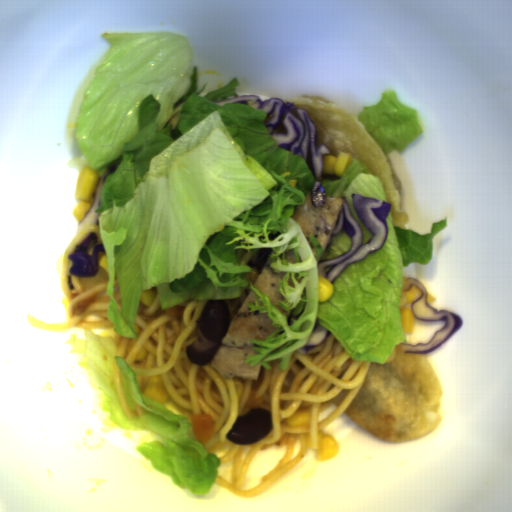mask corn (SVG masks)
Here are the masks:
<instances>
[{"instance_id": "obj_9", "label": "corn", "mask_w": 512, "mask_h": 512, "mask_svg": "<svg viewBox=\"0 0 512 512\" xmlns=\"http://www.w3.org/2000/svg\"><path fill=\"white\" fill-rule=\"evenodd\" d=\"M98 266L104 269L109 275L108 255L105 250L98 252Z\"/></svg>"}, {"instance_id": "obj_5", "label": "corn", "mask_w": 512, "mask_h": 512, "mask_svg": "<svg viewBox=\"0 0 512 512\" xmlns=\"http://www.w3.org/2000/svg\"><path fill=\"white\" fill-rule=\"evenodd\" d=\"M143 397L150 399L152 402L158 403L161 406L170 399L169 393L163 383L161 373L152 377L147 384L146 391Z\"/></svg>"}, {"instance_id": "obj_4", "label": "corn", "mask_w": 512, "mask_h": 512, "mask_svg": "<svg viewBox=\"0 0 512 512\" xmlns=\"http://www.w3.org/2000/svg\"><path fill=\"white\" fill-rule=\"evenodd\" d=\"M339 445L335 437L329 433H324L323 430L318 431L317 434V449H315L318 461L334 459L337 457Z\"/></svg>"}, {"instance_id": "obj_2", "label": "corn", "mask_w": 512, "mask_h": 512, "mask_svg": "<svg viewBox=\"0 0 512 512\" xmlns=\"http://www.w3.org/2000/svg\"><path fill=\"white\" fill-rule=\"evenodd\" d=\"M407 280L404 275L401 276L402 288L399 297V318L405 335L413 334L415 330L416 316L413 314L412 306L423 295V292L413 284L408 290H404Z\"/></svg>"}, {"instance_id": "obj_3", "label": "corn", "mask_w": 512, "mask_h": 512, "mask_svg": "<svg viewBox=\"0 0 512 512\" xmlns=\"http://www.w3.org/2000/svg\"><path fill=\"white\" fill-rule=\"evenodd\" d=\"M355 158L352 157L351 152L339 151L338 156L332 154L324 156V171L323 174H335L338 177H343L347 172L351 162Z\"/></svg>"}, {"instance_id": "obj_6", "label": "corn", "mask_w": 512, "mask_h": 512, "mask_svg": "<svg viewBox=\"0 0 512 512\" xmlns=\"http://www.w3.org/2000/svg\"><path fill=\"white\" fill-rule=\"evenodd\" d=\"M288 427H309L311 426V413L307 406H299L296 411L286 418Z\"/></svg>"}, {"instance_id": "obj_8", "label": "corn", "mask_w": 512, "mask_h": 512, "mask_svg": "<svg viewBox=\"0 0 512 512\" xmlns=\"http://www.w3.org/2000/svg\"><path fill=\"white\" fill-rule=\"evenodd\" d=\"M156 297H157V292L154 289L150 288V289L143 290L139 299L142 301L143 305L150 308L153 305Z\"/></svg>"}, {"instance_id": "obj_7", "label": "corn", "mask_w": 512, "mask_h": 512, "mask_svg": "<svg viewBox=\"0 0 512 512\" xmlns=\"http://www.w3.org/2000/svg\"><path fill=\"white\" fill-rule=\"evenodd\" d=\"M334 292L333 283L318 274V298L317 302L328 301Z\"/></svg>"}, {"instance_id": "obj_1", "label": "corn", "mask_w": 512, "mask_h": 512, "mask_svg": "<svg viewBox=\"0 0 512 512\" xmlns=\"http://www.w3.org/2000/svg\"><path fill=\"white\" fill-rule=\"evenodd\" d=\"M98 181L99 174L90 165H85L79 170L74 190L77 205L72 212V216L77 223L83 219L90 209L94 201L93 193Z\"/></svg>"}, {"instance_id": "obj_10", "label": "corn", "mask_w": 512, "mask_h": 512, "mask_svg": "<svg viewBox=\"0 0 512 512\" xmlns=\"http://www.w3.org/2000/svg\"><path fill=\"white\" fill-rule=\"evenodd\" d=\"M435 297L433 295H431L429 292H426V303L427 302H431V301H435Z\"/></svg>"}]
</instances>
